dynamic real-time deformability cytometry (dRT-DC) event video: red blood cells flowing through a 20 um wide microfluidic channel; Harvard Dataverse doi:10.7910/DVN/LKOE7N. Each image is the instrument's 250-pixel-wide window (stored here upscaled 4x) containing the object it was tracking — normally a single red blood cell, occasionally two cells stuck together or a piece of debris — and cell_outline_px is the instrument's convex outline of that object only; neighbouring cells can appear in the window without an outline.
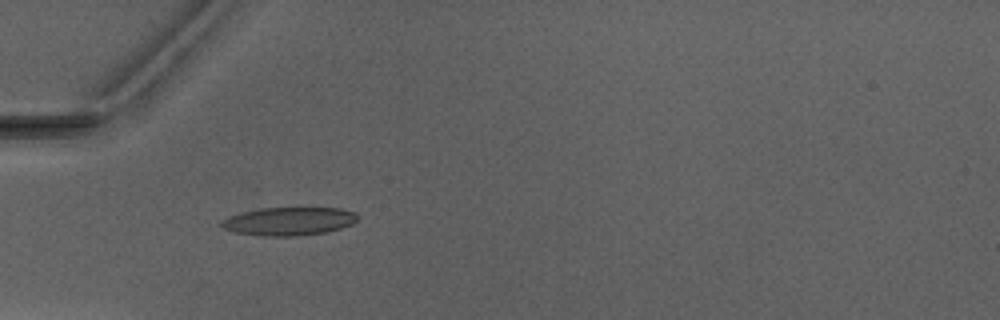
{"species": "Egyptian fruit bat (a non-hibernating species)", "species_latin": "Rousettus aegyptiacus", "temperature_condition": "warm", "stored_images_in_passage": 3, "camera_frame_rate_fps": 3000, "um_per_image_px": 0.085, "animal": {"sex": "male"}, "frame": {"image": 1, "passage_image": 2, "time_ms": 1.333, "image_size_px": [1000, 320], "cell_outline_px": [[360, 216], [352, 224], [328, 232], [300, 236], [264, 236], [236, 232], [224, 228], [220, 224], [224, 220], [240, 212], [260, 208], [340, 208], [356, 212]], "centroid_in_image_um": [24.62, 18.81], "position_along_channel_um": 60.4, "area_um2": 22.37}}
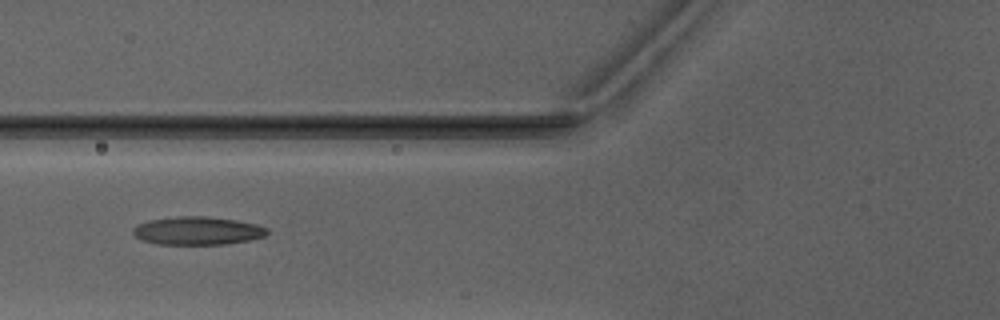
{"frame": {"image": 2, "passage_image": 3, "time_ms": 2.667, "image_size_px": [1000, 320], "cell_outline_px": [[268, 232], [264, 236], [248, 240], [224, 244], [156, 244], [144, 240], [136, 236], [132, 232], [132, 228], [148, 220], [180, 216], [208, 216], [236, 220], [256, 224], [268, 228]], "centroid_in_image_um": [16.79, 19.6], "position_along_channel_um": 109.0, "area_um2": 21.85}}